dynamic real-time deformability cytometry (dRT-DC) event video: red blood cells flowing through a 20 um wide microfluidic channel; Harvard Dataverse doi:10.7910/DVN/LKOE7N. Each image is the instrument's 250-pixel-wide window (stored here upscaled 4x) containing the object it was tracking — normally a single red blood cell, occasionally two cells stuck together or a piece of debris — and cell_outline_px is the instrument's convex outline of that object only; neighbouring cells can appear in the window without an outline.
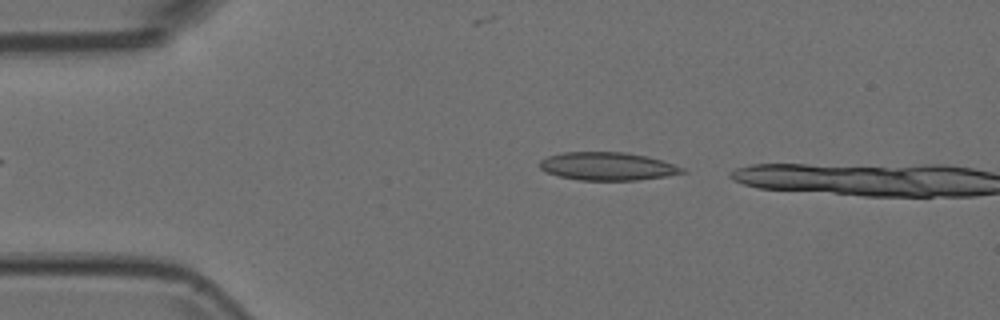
{"species": "Egyptian fruit bat (a non-hibernating species)", "species_latin": "Rousettus aegyptiacus", "temperature_condition": "room temperature", "stored_images_in_passage": 35, "camera_frame_rate_fps": 3000, "um_per_image_px": 0.085, "animal": {"sex": "female"}, "frame": {"image": 1, "passage_image": 2, "time_ms": 0.333, "image_size_px": [1000, 320], "cell_outline_px": [[688, 172], [664, 176], [636, 180], [580, 180], [560, 176], [548, 172], [540, 168], [540, 160], [548, 156], [564, 152], [624, 152], [648, 156], [684, 168]], "centroid_in_image_um": [51.64, 14.13], "position_along_channel_um": 33.4, "area_um2": 23.06}}
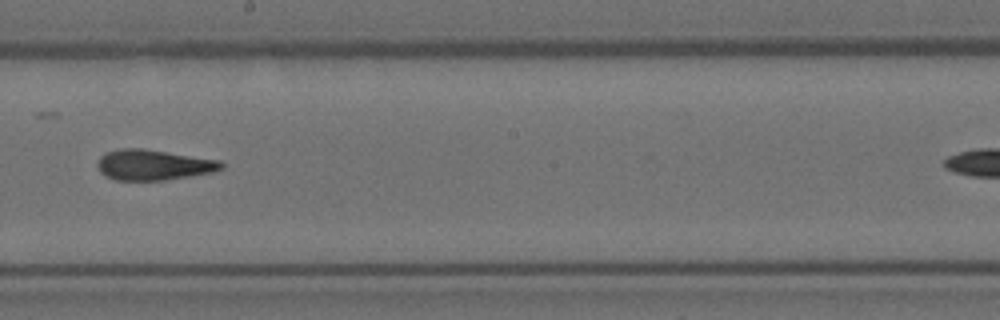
{"frame": {"image": 2, "passage_image": 21, "time_ms": 6.667, "image_size_px": [1000, 320], "cell_outline_px": [[224, 168], [212, 172], [164, 180], [116, 180], [100, 172], [96, 164], [100, 156], [108, 152], [120, 148], [144, 148], [220, 160], [224, 164]], "centroid_in_image_um": [13.04, 14.0], "position_along_channel_um": 235.2, "area_um2": 21.96}}
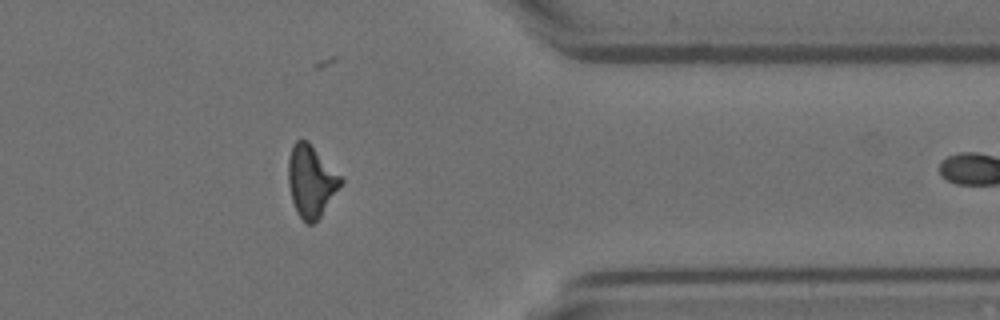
{"frame": {"image": 3, "passage_image": 34, "time_ms": 11.0, "image_size_px": [1000, 320], "cell_outline_px": [[344, 180], [320, 216], [312, 224], [308, 224], [296, 212], [292, 200], [288, 184], [288, 160], [292, 144], [296, 140], [308, 140]], "centroid_in_image_um": [26.41, 15.36], "position_along_channel_um": 385.0, "area_um2": 21.68}}